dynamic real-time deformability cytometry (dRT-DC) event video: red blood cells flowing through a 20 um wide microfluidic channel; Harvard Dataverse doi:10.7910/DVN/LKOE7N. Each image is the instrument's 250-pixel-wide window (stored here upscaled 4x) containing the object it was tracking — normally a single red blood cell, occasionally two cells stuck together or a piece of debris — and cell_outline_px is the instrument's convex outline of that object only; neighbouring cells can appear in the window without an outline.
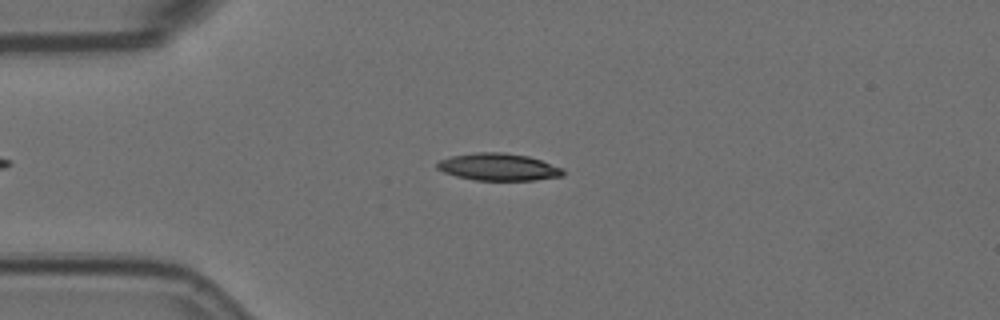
{"species": "Egyptian fruit bat (a non-hibernating species)", "species_latin": "Rousettus aegyptiacus", "temperature_condition": "room temperature", "stored_images_in_passage": 3, "camera_frame_rate_fps": 3000, "um_per_image_px": 0.085, "animal": {"sex": "female"}, "frame": {"image": 1, "passage_image": 3, "time_ms": 0.667, "image_size_px": [1000, 320], "cell_outline_px": [[564, 176], [536, 180], [476, 180], [456, 176], [444, 172], [436, 168], [436, 164], [440, 160], [452, 156], [476, 152], [500, 152], [528, 156], [564, 168]], "centroid_in_image_um": [42.39, 14.2], "position_along_channel_um": 42.6, "area_um2": 19.94}}